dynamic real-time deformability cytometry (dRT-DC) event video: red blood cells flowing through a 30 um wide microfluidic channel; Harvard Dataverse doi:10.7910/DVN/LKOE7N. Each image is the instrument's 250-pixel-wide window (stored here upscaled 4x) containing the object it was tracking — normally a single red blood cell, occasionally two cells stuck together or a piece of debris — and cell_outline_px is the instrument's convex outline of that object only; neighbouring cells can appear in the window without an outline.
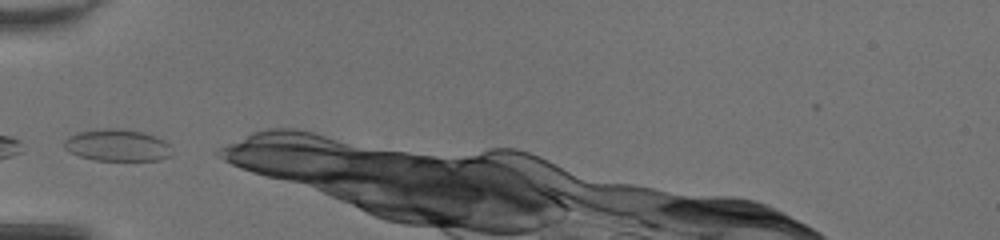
{"species": "common noctule bat (a hibernating species)", "species_latin": "Nyctalus noctula", "temperature_condition": "room temperature", "stored_images_in_passage": 7, "camera_frame_rate_fps": 3000, "um_per_image_px": 0.085, "animal": {"sex": "female", "body_mass_g": 20.0, "forearm_length_mm": 54.0}, "frame": {"image": 1, "passage_image": 1, "time_ms": 0.0, "image_size_px": [1000, 240], "cell_outline_px": [[172, 156], [160, 160], [96, 160], [80, 156], [64, 148], [64, 140], [68, 136], [80, 132], [100, 128], [120, 128], [144, 132], [156, 136], [164, 140], [168, 144]], "centroid_in_image_um": [9.99, 12.33], "position_along_channel_um": 75.0, "area_um2": 20.06}}